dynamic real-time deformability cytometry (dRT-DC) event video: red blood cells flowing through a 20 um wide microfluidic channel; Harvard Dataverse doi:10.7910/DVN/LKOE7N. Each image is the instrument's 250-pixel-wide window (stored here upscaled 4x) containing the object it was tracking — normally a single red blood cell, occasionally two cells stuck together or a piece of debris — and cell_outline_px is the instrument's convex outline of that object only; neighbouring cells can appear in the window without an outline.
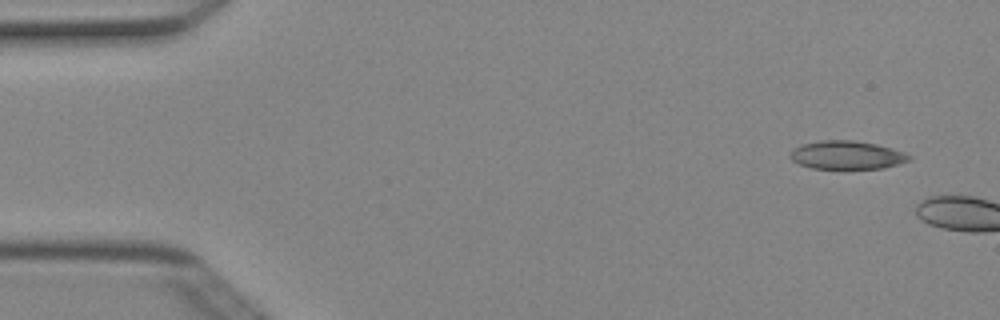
{"species": "Egyptian fruit bat (a non-hibernating species)", "species_latin": "Rousettus aegyptiacus", "temperature_condition": "cold", "stored_images_in_passage": 5, "segment_of_instrument_passage": [2, 2], "camera_frame_rate_fps": 3000, "um_per_image_px": 0.085, "animal": {"sex": "female"}, "frame": {"image": 1, "passage_image": 5, "time_ms": 1.333, "image_size_px": [1000, 320], "cell_outline_px": [[912, 160], [884, 168], [812, 168], [800, 164], [792, 160], [788, 156], [796, 148], [804, 144], [820, 140], [852, 140], [876, 144], [892, 148], [904, 152], [912, 156]], "centroid_in_image_um": [72.03, 13.18], "position_along_channel_um": 13.0, "area_um2": 19.48}}